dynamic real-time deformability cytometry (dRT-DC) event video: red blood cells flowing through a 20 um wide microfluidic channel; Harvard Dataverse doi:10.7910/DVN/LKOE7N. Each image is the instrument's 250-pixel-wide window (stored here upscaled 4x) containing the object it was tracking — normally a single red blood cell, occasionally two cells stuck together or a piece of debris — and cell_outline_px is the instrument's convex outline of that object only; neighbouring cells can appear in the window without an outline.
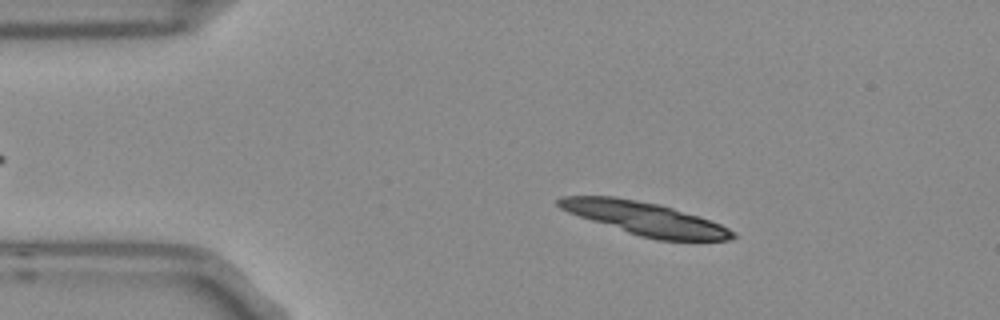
{"species": "Egyptian fruit bat (a non-hibernating species)", "species_latin": "Rousettus aegyptiacus", "temperature_condition": "room temperature", "stored_images_in_passage": 7, "camera_frame_rate_fps": 3000, "um_per_image_px": 0.085, "frame": {"image": 1, "passage_image": 2, "time_ms": 0.333, "image_size_px": [1000, 320], "cell_outline_px": [[736, 236], [728, 240], [656, 240], [640, 236], [568, 212], [560, 208], [556, 204], [556, 200], [560, 196], [616, 196], [660, 204], [720, 224], [736, 232]], "centroid_in_image_um": [54.8, 18.57], "position_along_channel_um": 30.2, "area_um2": 33.0}}
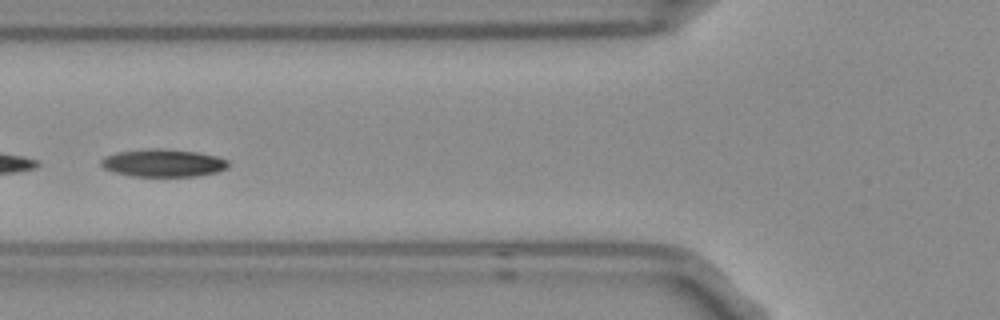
{"frame": {"image": 2, "passage_image": 5, "time_ms": 1.333, "image_size_px": [1000, 320], "cell_outline_px": [[228, 168], [216, 172], [196, 176], [132, 176], [112, 172], [104, 168], [100, 164], [100, 160], [104, 156], [116, 152], [148, 148], [160, 148], [196, 152], [216, 156], [228, 160]], "centroid_in_image_um": [13.83, 13.85], "position_along_channel_um": 112.0, "area_um2": 20.63}}